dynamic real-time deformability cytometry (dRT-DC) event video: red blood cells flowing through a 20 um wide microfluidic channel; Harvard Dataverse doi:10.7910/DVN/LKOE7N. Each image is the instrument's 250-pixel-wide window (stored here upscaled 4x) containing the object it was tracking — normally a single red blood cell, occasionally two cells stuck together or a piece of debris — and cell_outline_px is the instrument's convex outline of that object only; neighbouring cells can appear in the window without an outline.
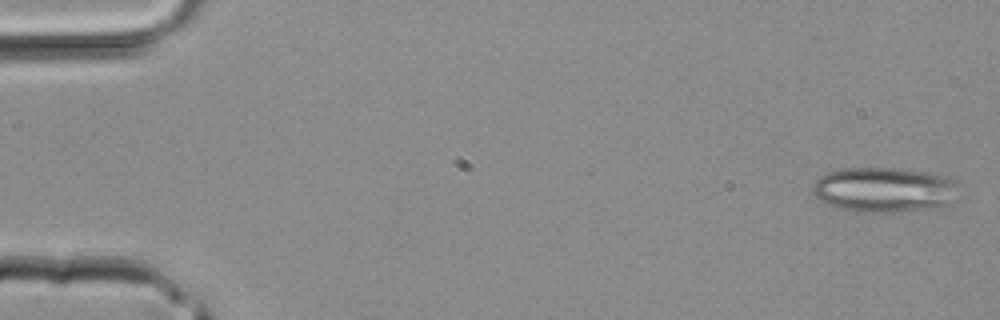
{"species": "common noctule bat (a hibernating species)", "species_latin": "Nyctalus noctula", "temperature_condition": "room temperature", "stored_images_in_passage": 3, "camera_frame_rate_fps": 3000, "um_per_image_px": 0.085, "animal": {"sex": "male", "body_mass_g": 20.4}, "frame": {"image": 1, "passage_image": 1, "time_ms": 0.0, "image_size_px": [1000, 320], "cell_outline_px": [[948, 204], [944, 208], [884, 212], [856, 212], [836, 208], [820, 200], [812, 192], [812, 184], [820, 176], [828, 172], [844, 168], [900, 168], [928, 172], [948, 176]], "centroid_in_image_um": [74.98, 16.13], "position_along_channel_um": 10.0, "area_um2": 37.51}}